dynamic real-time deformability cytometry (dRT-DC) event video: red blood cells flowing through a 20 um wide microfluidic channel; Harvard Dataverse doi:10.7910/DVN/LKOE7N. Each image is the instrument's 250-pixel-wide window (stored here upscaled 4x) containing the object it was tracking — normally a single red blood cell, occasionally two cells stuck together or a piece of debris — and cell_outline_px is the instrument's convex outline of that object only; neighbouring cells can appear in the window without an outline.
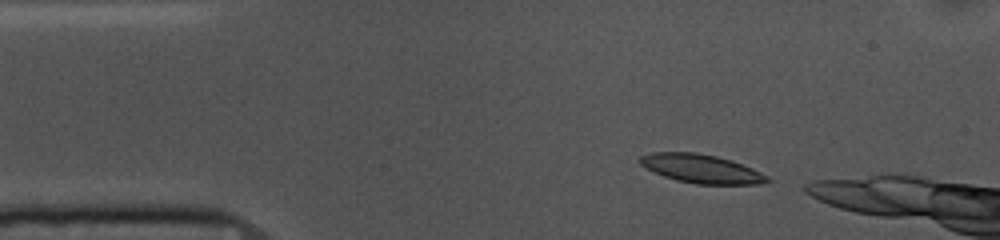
{"species": "common noctule bat (a hibernating species)", "species_latin": "Nyctalus noctula", "temperature_condition": "cold", "stored_images_in_passage": 7, "camera_frame_rate_fps": 3000, "um_per_image_px": 0.085, "animal": {"sex": "female", "body_mass_g": 10.0, "forearm_length_mm": 53.1}, "frame": {"image": 1, "passage_image": 2, "time_ms": 0.333, "image_size_px": [1000, 240], "cell_outline_px": [[772, 180], [760, 184], [696, 184], [676, 180], [664, 176], [640, 164], [636, 160], [640, 156], [652, 152], [696, 152], [716, 156], [732, 160], [752, 168], [768, 176]], "centroid_in_image_um": [59.61, 14.33], "position_along_channel_um": 25.4, "area_um2": 21.27}}